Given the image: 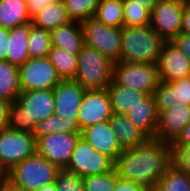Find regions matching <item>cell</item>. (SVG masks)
I'll list each match as a JSON object with an SVG mask.
<instances>
[{"mask_svg":"<svg viewBox=\"0 0 190 191\" xmlns=\"http://www.w3.org/2000/svg\"><path fill=\"white\" fill-rule=\"evenodd\" d=\"M172 165L171 143L149 139L145 144L124 149L115 161L118 177L156 188Z\"/></svg>","mask_w":190,"mask_h":191,"instance_id":"1","label":"cell"},{"mask_svg":"<svg viewBox=\"0 0 190 191\" xmlns=\"http://www.w3.org/2000/svg\"><path fill=\"white\" fill-rule=\"evenodd\" d=\"M54 89L21 91L11 102L8 129L33 133L36 124L54 114Z\"/></svg>","mask_w":190,"mask_h":191,"instance_id":"2","label":"cell"},{"mask_svg":"<svg viewBox=\"0 0 190 191\" xmlns=\"http://www.w3.org/2000/svg\"><path fill=\"white\" fill-rule=\"evenodd\" d=\"M120 61L157 64L165 41L149 26L122 27Z\"/></svg>","mask_w":190,"mask_h":191,"instance_id":"3","label":"cell"},{"mask_svg":"<svg viewBox=\"0 0 190 191\" xmlns=\"http://www.w3.org/2000/svg\"><path fill=\"white\" fill-rule=\"evenodd\" d=\"M60 169L35 153L14 165L2 177L22 191H35L55 182Z\"/></svg>","mask_w":190,"mask_h":191,"instance_id":"4","label":"cell"},{"mask_svg":"<svg viewBox=\"0 0 190 191\" xmlns=\"http://www.w3.org/2000/svg\"><path fill=\"white\" fill-rule=\"evenodd\" d=\"M113 61L95 48L84 45L78 54V69L73 79L84 89H105L112 81Z\"/></svg>","mask_w":190,"mask_h":191,"instance_id":"5","label":"cell"},{"mask_svg":"<svg viewBox=\"0 0 190 191\" xmlns=\"http://www.w3.org/2000/svg\"><path fill=\"white\" fill-rule=\"evenodd\" d=\"M112 81L147 95L153 94L160 83L157 64L114 62Z\"/></svg>","mask_w":190,"mask_h":191,"instance_id":"6","label":"cell"},{"mask_svg":"<svg viewBox=\"0 0 190 191\" xmlns=\"http://www.w3.org/2000/svg\"><path fill=\"white\" fill-rule=\"evenodd\" d=\"M36 153L33 133L4 129L0 131V174Z\"/></svg>","mask_w":190,"mask_h":191,"instance_id":"7","label":"cell"},{"mask_svg":"<svg viewBox=\"0 0 190 191\" xmlns=\"http://www.w3.org/2000/svg\"><path fill=\"white\" fill-rule=\"evenodd\" d=\"M84 35V43L95 48L111 61H120L122 49L121 28L106 26L95 18H89L81 22Z\"/></svg>","mask_w":190,"mask_h":191,"instance_id":"8","label":"cell"},{"mask_svg":"<svg viewBox=\"0 0 190 191\" xmlns=\"http://www.w3.org/2000/svg\"><path fill=\"white\" fill-rule=\"evenodd\" d=\"M23 92L54 89L62 80L48 57H30L18 66Z\"/></svg>","mask_w":190,"mask_h":191,"instance_id":"9","label":"cell"},{"mask_svg":"<svg viewBox=\"0 0 190 191\" xmlns=\"http://www.w3.org/2000/svg\"><path fill=\"white\" fill-rule=\"evenodd\" d=\"M114 165L115 162L110 157L96 151L80 136L64 170L83 178L109 172L114 169Z\"/></svg>","mask_w":190,"mask_h":191,"instance_id":"10","label":"cell"},{"mask_svg":"<svg viewBox=\"0 0 190 191\" xmlns=\"http://www.w3.org/2000/svg\"><path fill=\"white\" fill-rule=\"evenodd\" d=\"M184 0H158L151 10V27L165 41L181 33Z\"/></svg>","mask_w":190,"mask_h":191,"instance_id":"11","label":"cell"},{"mask_svg":"<svg viewBox=\"0 0 190 191\" xmlns=\"http://www.w3.org/2000/svg\"><path fill=\"white\" fill-rule=\"evenodd\" d=\"M81 133L58 132L36 139V153L60 170L66 168Z\"/></svg>","mask_w":190,"mask_h":191,"instance_id":"12","label":"cell"},{"mask_svg":"<svg viewBox=\"0 0 190 191\" xmlns=\"http://www.w3.org/2000/svg\"><path fill=\"white\" fill-rule=\"evenodd\" d=\"M113 113L107 88L86 90L77 116L80 130L109 121Z\"/></svg>","mask_w":190,"mask_h":191,"instance_id":"13","label":"cell"},{"mask_svg":"<svg viewBox=\"0 0 190 191\" xmlns=\"http://www.w3.org/2000/svg\"><path fill=\"white\" fill-rule=\"evenodd\" d=\"M160 81L173 82L190 76V62L172 42H165L157 61Z\"/></svg>","mask_w":190,"mask_h":191,"instance_id":"14","label":"cell"},{"mask_svg":"<svg viewBox=\"0 0 190 191\" xmlns=\"http://www.w3.org/2000/svg\"><path fill=\"white\" fill-rule=\"evenodd\" d=\"M85 91L74 80H62L54 88V114L65 119H77Z\"/></svg>","mask_w":190,"mask_h":191,"instance_id":"15","label":"cell"},{"mask_svg":"<svg viewBox=\"0 0 190 191\" xmlns=\"http://www.w3.org/2000/svg\"><path fill=\"white\" fill-rule=\"evenodd\" d=\"M157 112L156 140L172 143L190 122V106L177 105Z\"/></svg>","mask_w":190,"mask_h":191,"instance_id":"16","label":"cell"},{"mask_svg":"<svg viewBox=\"0 0 190 191\" xmlns=\"http://www.w3.org/2000/svg\"><path fill=\"white\" fill-rule=\"evenodd\" d=\"M80 135L96 151L107 155L114 162L123 152L115 132L110 127L109 121L100 122L85 128L81 130Z\"/></svg>","mask_w":190,"mask_h":191,"instance_id":"17","label":"cell"},{"mask_svg":"<svg viewBox=\"0 0 190 191\" xmlns=\"http://www.w3.org/2000/svg\"><path fill=\"white\" fill-rule=\"evenodd\" d=\"M157 111L173 106H190V76L173 82L160 81L153 93Z\"/></svg>","mask_w":190,"mask_h":191,"instance_id":"18","label":"cell"},{"mask_svg":"<svg viewBox=\"0 0 190 191\" xmlns=\"http://www.w3.org/2000/svg\"><path fill=\"white\" fill-rule=\"evenodd\" d=\"M125 115L149 139H155L158 112L153 94L147 95L139 104L130 108Z\"/></svg>","mask_w":190,"mask_h":191,"instance_id":"19","label":"cell"},{"mask_svg":"<svg viewBox=\"0 0 190 191\" xmlns=\"http://www.w3.org/2000/svg\"><path fill=\"white\" fill-rule=\"evenodd\" d=\"M121 148L129 149L145 144L149 138L125 114L113 113L109 119Z\"/></svg>","mask_w":190,"mask_h":191,"instance_id":"20","label":"cell"},{"mask_svg":"<svg viewBox=\"0 0 190 191\" xmlns=\"http://www.w3.org/2000/svg\"><path fill=\"white\" fill-rule=\"evenodd\" d=\"M52 46L64 49L71 54H79L84 43L80 22L71 21L51 31Z\"/></svg>","mask_w":190,"mask_h":191,"instance_id":"21","label":"cell"},{"mask_svg":"<svg viewBox=\"0 0 190 191\" xmlns=\"http://www.w3.org/2000/svg\"><path fill=\"white\" fill-rule=\"evenodd\" d=\"M9 33V45L7 48L6 60L19 66L30 58L28 51L30 23L14 27L9 30Z\"/></svg>","mask_w":190,"mask_h":191,"instance_id":"22","label":"cell"},{"mask_svg":"<svg viewBox=\"0 0 190 191\" xmlns=\"http://www.w3.org/2000/svg\"><path fill=\"white\" fill-rule=\"evenodd\" d=\"M31 23L25 0H0V27L11 30Z\"/></svg>","mask_w":190,"mask_h":191,"instance_id":"23","label":"cell"},{"mask_svg":"<svg viewBox=\"0 0 190 191\" xmlns=\"http://www.w3.org/2000/svg\"><path fill=\"white\" fill-rule=\"evenodd\" d=\"M69 22L71 19L63 2L48 4L31 17L32 25L49 31Z\"/></svg>","mask_w":190,"mask_h":191,"instance_id":"24","label":"cell"},{"mask_svg":"<svg viewBox=\"0 0 190 191\" xmlns=\"http://www.w3.org/2000/svg\"><path fill=\"white\" fill-rule=\"evenodd\" d=\"M107 91L113 112L118 114H125L147 96L146 93L117 85L113 81L108 85Z\"/></svg>","mask_w":190,"mask_h":191,"instance_id":"25","label":"cell"},{"mask_svg":"<svg viewBox=\"0 0 190 191\" xmlns=\"http://www.w3.org/2000/svg\"><path fill=\"white\" fill-rule=\"evenodd\" d=\"M20 92L18 66L7 60L0 61V98L14 102Z\"/></svg>","mask_w":190,"mask_h":191,"instance_id":"26","label":"cell"},{"mask_svg":"<svg viewBox=\"0 0 190 191\" xmlns=\"http://www.w3.org/2000/svg\"><path fill=\"white\" fill-rule=\"evenodd\" d=\"M48 59L54 65L61 80H73L78 69V54H71L64 49L52 46Z\"/></svg>","mask_w":190,"mask_h":191,"instance_id":"27","label":"cell"},{"mask_svg":"<svg viewBox=\"0 0 190 191\" xmlns=\"http://www.w3.org/2000/svg\"><path fill=\"white\" fill-rule=\"evenodd\" d=\"M58 132L81 133V130L77 119H65L57 114H52L36 124L33 135L37 139Z\"/></svg>","mask_w":190,"mask_h":191,"instance_id":"28","label":"cell"},{"mask_svg":"<svg viewBox=\"0 0 190 191\" xmlns=\"http://www.w3.org/2000/svg\"><path fill=\"white\" fill-rule=\"evenodd\" d=\"M123 15V0H99L94 18L106 26L122 28Z\"/></svg>","mask_w":190,"mask_h":191,"instance_id":"29","label":"cell"},{"mask_svg":"<svg viewBox=\"0 0 190 191\" xmlns=\"http://www.w3.org/2000/svg\"><path fill=\"white\" fill-rule=\"evenodd\" d=\"M123 27L151 25V10L136 1L123 0Z\"/></svg>","mask_w":190,"mask_h":191,"instance_id":"30","label":"cell"},{"mask_svg":"<svg viewBox=\"0 0 190 191\" xmlns=\"http://www.w3.org/2000/svg\"><path fill=\"white\" fill-rule=\"evenodd\" d=\"M28 41L30 57H47L52 47L51 31L38 28L30 23Z\"/></svg>","mask_w":190,"mask_h":191,"instance_id":"31","label":"cell"},{"mask_svg":"<svg viewBox=\"0 0 190 191\" xmlns=\"http://www.w3.org/2000/svg\"><path fill=\"white\" fill-rule=\"evenodd\" d=\"M158 191H190V175L171 165L157 183Z\"/></svg>","mask_w":190,"mask_h":191,"instance_id":"32","label":"cell"},{"mask_svg":"<svg viewBox=\"0 0 190 191\" xmlns=\"http://www.w3.org/2000/svg\"><path fill=\"white\" fill-rule=\"evenodd\" d=\"M99 0H64L63 3L71 21L83 22L94 18Z\"/></svg>","mask_w":190,"mask_h":191,"instance_id":"33","label":"cell"},{"mask_svg":"<svg viewBox=\"0 0 190 191\" xmlns=\"http://www.w3.org/2000/svg\"><path fill=\"white\" fill-rule=\"evenodd\" d=\"M84 191H113L117 172L115 168L102 174L89 175L82 178Z\"/></svg>","mask_w":190,"mask_h":191,"instance_id":"34","label":"cell"},{"mask_svg":"<svg viewBox=\"0 0 190 191\" xmlns=\"http://www.w3.org/2000/svg\"><path fill=\"white\" fill-rule=\"evenodd\" d=\"M55 185L58 191H84L82 177L64 169L58 172Z\"/></svg>","mask_w":190,"mask_h":191,"instance_id":"35","label":"cell"},{"mask_svg":"<svg viewBox=\"0 0 190 191\" xmlns=\"http://www.w3.org/2000/svg\"><path fill=\"white\" fill-rule=\"evenodd\" d=\"M172 165L190 175V146H171Z\"/></svg>","mask_w":190,"mask_h":191,"instance_id":"36","label":"cell"},{"mask_svg":"<svg viewBox=\"0 0 190 191\" xmlns=\"http://www.w3.org/2000/svg\"><path fill=\"white\" fill-rule=\"evenodd\" d=\"M171 42L190 62V34L180 33Z\"/></svg>","mask_w":190,"mask_h":191,"instance_id":"37","label":"cell"},{"mask_svg":"<svg viewBox=\"0 0 190 191\" xmlns=\"http://www.w3.org/2000/svg\"><path fill=\"white\" fill-rule=\"evenodd\" d=\"M146 189L141 184L122 179L117 175V181L113 191H145Z\"/></svg>","mask_w":190,"mask_h":191,"instance_id":"38","label":"cell"},{"mask_svg":"<svg viewBox=\"0 0 190 191\" xmlns=\"http://www.w3.org/2000/svg\"><path fill=\"white\" fill-rule=\"evenodd\" d=\"M29 15L32 17L48 4L63 2L64 0H25Z\"/></svg>","mask_w":190,"mask_h":191,"instance_id":"39","label":"cell"},{"mask_svg":"<svg viewBox=\"0 0 190 191\" xmlns=\"http://www.w3.org/2000/svg\"><path fill=\"white\" fill-rule=\"evenodd\" d=\"M10 104V101L0 98V131L8 128Z\"/></svg>","mask_w":190,"mask_h":191,"instance_id":"40","label":"cell"},{"mask_svg":"<svg viewBox=\"0 0 190 191\" xmlns=\"http://www.w3.org/2000/svg\"><path fill=\"white\" fill-rule=\"evenodd\" d=\"M9 35L8 29L0 27V61H6Z\"/></svg>","mask_w":190,"mask_h":191,"instance_id":"41","label":"cell"},{"mask_svg":"<svg viewBox=\"0 0 190 191\" xmlns=\"http://www.w3.org/2000/svg\"><path fill=\"white\" fill-rule=\"evenodd\" d=\"M171 146H190V122L171 143Z\"/></svg>","mask_w":190,"mask_h":191,"instance_id":"42","label":"cell"},{"mask_svg":"<svg viewBox=\"0 0 190 191\" xmlns=\"http://www.w3.org/2000/svg\"><path fill=\"white\" fill-rule=\"evenodd\" d=\"M181 33L190 34V1H185Z\"/></svg>","mask_w":190,"mask_h":191,"instance_id":"43","label":"cell"},{"mask_svg":"<svg viewBox=\"0 0 190 191\" xmlns=\"http://www.w3.org/2000/svg\"><path fill=\"white\" fill-rule=\"evenodd\" d=\"M0 191H22L13 185H11L8 181H6L3 177L0 179Z\"/></svg>","mask_w":190,"mask_h":191,"instance_id":"44","label":"cell"},{"mask_svg":"<svg viewBox=\"0 0 190 191\" xmlns=\"http://www.w3.org/2000/svg\"><path fill=\"white\" fill-rule=\"evenodd\" d=\"M131 1H136L138 2V4L143 5L152 10L158 0H131Z\"/></svg>","mask_w":190,"mask_h":191,"instance_id":"45","label":"cell"},{"mask_svg":"<svg viewBox=\"0 0 190 191\" xmlns=\"http://www.w3.org/2000/svg\"><path fill=\"white\" fill-rule=\"evenodd\" d=\"M35 191H58V190L56 188L55 182H53L51 184H48V185L41 187L38 190H35Z\"/></svg>","mask_w":190,"mask_h":191,"instance_id":"46","label":"cell"},{"mask_svg":"<svg viewBox=\"0 0 190 191\" xmlns=\"http://www.w3.org/2000/svg\"><path fill=\"white\" fill-rule=\"evenodd\" d=\"M145 191H158L156 188H147Z\"/></svg>","mask_w":190,"mask_h":191,"instance_id":"47","label":"cell"}]
</instances>
